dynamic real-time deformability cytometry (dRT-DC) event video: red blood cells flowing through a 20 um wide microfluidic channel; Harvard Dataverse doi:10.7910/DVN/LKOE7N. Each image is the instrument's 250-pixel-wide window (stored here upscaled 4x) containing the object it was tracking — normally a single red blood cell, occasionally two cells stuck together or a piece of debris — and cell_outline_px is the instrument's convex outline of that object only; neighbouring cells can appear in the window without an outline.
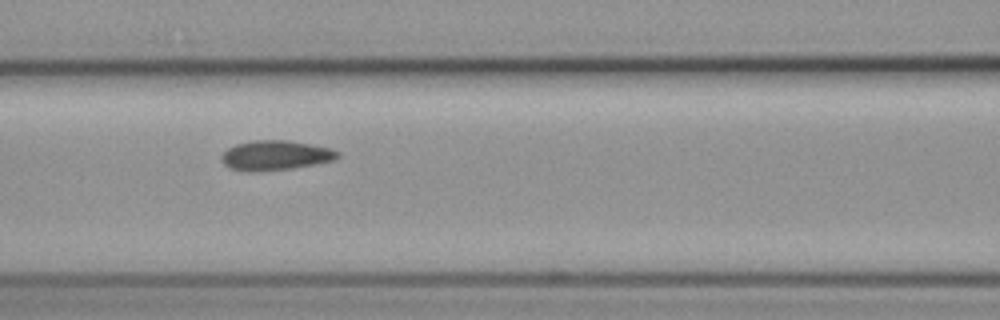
{"species": "common noctule bat (a hibernating species)", "species_latin": "Nyctalus noctula", "temperature_condition": "cold", "stored_images_in_passage": 11, "camera_frame_rate_fps": 3000, "um_per_image_px": 0.085, "animal": {"sex": "female", "body_mass_g": 19.3, "forearm_length_mm": 54.1}, "frame": {"image": 1, "passage_image": 7, "time_ms": 8.0, "image_size_px": [1000, 320], "cell_outline_px": [[340, 156], [336, 160], [316, 164], [292, 168], [260, 172], [248, 172], [228, 168], [220, 160], [220, 156], [228, 148], [236, 144], [256, 140], [288, 140], [332, 148], [340, 152]], "centroid_in_image_um": [23.42, 13.22], "position_along_channel_um": 143.2, "area_um2": 20.46}}
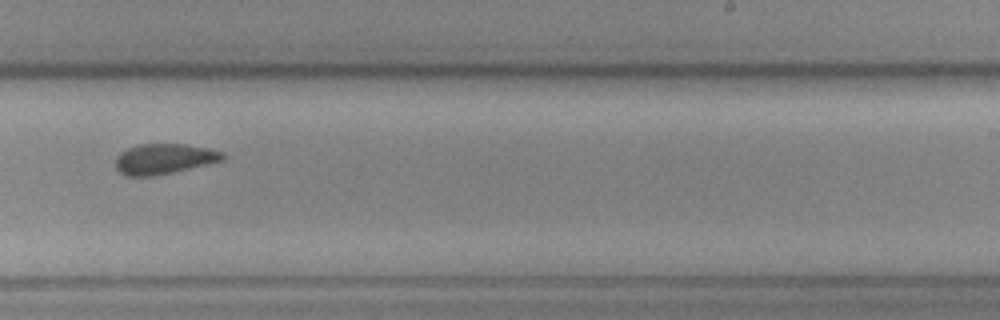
{"frame": {"image": 2, "passage_image": 10, "time_ms": 11.667, "image_size_px": [1000, 320], "cell_outline_px": [[224, 160], [208, 164], [172, 172], [152, 176], [124, 176], [116, 168], [116, 160], [120, 152], [128, 148], [140, 144], [184, 144], [208, 148], [220, 152], [224, 156]], "centroid_in_image_um": [13.92, 13.51], "position_along_channel_um": 275.1, "area_um2": 18.73}}
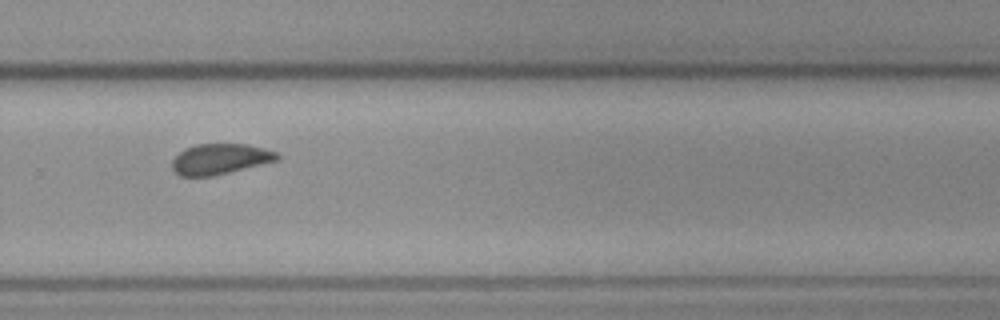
{"frame": {"image": 3, "passage_image": 11, "time_ms": 12.667, "image_size_px": [1000, 320], "cell_outline_px": [[280, 160], [212, 176], [180, 176], [172, 168], [172, 160], [184, 148], [196, 144], [248, 144], [264, 148], [276, 152], [280, 156]], "centroid_in_image_um": [18.72, 13.51], "position_along_channel_um": 311.1, "area_um2": 18.73}}